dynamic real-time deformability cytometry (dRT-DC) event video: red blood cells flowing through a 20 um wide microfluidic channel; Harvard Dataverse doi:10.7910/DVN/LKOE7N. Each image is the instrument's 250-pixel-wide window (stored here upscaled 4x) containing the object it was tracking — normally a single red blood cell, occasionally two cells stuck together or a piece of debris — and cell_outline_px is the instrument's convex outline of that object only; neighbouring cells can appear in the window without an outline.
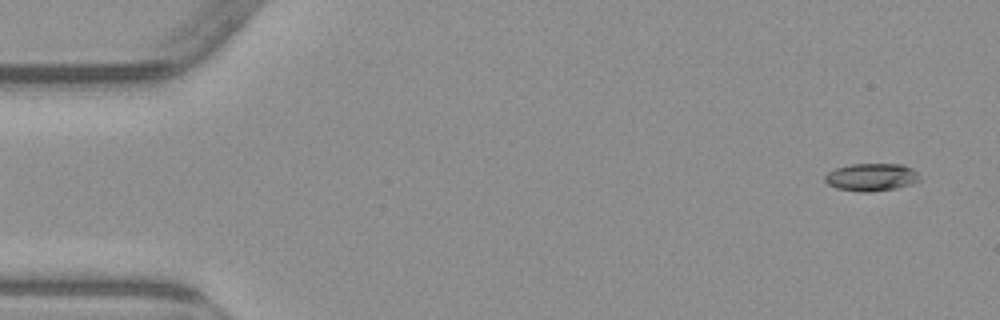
{"species": "common noctule bat (a hibernating species)", "species_latin": "Nyctalus noctula", "temperature_condition": "warm", "stored_images_in_passage": 6, "camera_frame_rate_fps": 3000, "um_per_image_px": 0.085, "animal": {"sex": "male", "body_mass_g": 23.1, "forearm_length_mm": 52.7}, "frame": {"image": 1, "passage_image": 1, "time_ms": 0.0, "image_size_px": [1000, 320], "cell_outline_px": [[920, 180], [912, 184], [896, 188], [868, 192], [860, 192], [836, 188], [828, 184], [824, 180], [824, 176], [828, 172], [836, 168], [852, 164], [904, 164], [912, 168], [920, 176]], "centroid_in_image_um": [74.08, 15.06], "position_along_channel_um": 10.9, "area_um2": 15.32}}
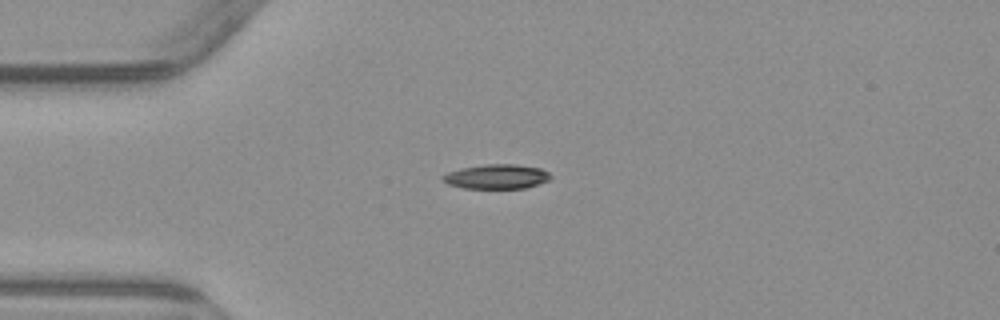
{"frame": {"image": 2, "passage_image": 4, "time_ms": 3.667, "image_size_px": [1000, 320], "cell_outline_px": [[552, 176], [548, 180], [524, 188], [464, 188], [448, 184], [440, 180], [440, 176], [448, 172], [460, 168], [484, 164], [516, 164], [540, 168], [548, 172]], "centroid_in_image_um": [42.15, 15.0], "position_along_channel_um": 42.8, "area_um2": 15.43}}
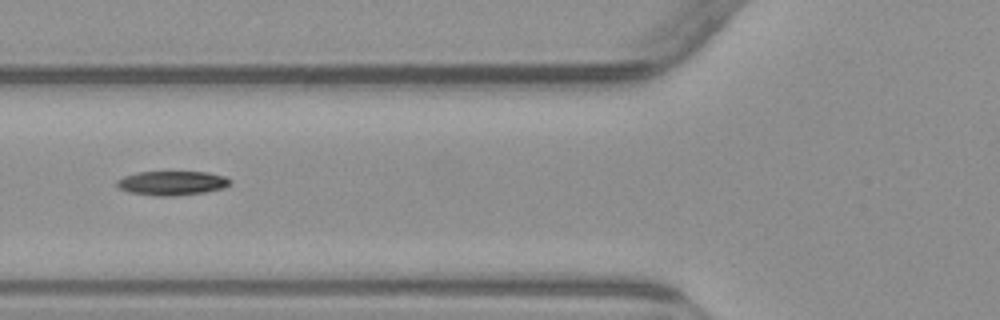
{"frame": {"image": 3, "passage_image": 6, "time_ms": 6.0, "image_size_px": [1000, 320], "cell_outline_px": [[232, 180], [224, 188], [204, 192], [176, 196], [152, 196], [128, 192], [120, 188], [116, 184], [116, 180], [124, 176], [136, 172], [208, 172], [224, 176]], "centroid_in_image_um": [14.59, 15.56], "position_along_channel_um": 111.2, "area_um2": 16.07}}